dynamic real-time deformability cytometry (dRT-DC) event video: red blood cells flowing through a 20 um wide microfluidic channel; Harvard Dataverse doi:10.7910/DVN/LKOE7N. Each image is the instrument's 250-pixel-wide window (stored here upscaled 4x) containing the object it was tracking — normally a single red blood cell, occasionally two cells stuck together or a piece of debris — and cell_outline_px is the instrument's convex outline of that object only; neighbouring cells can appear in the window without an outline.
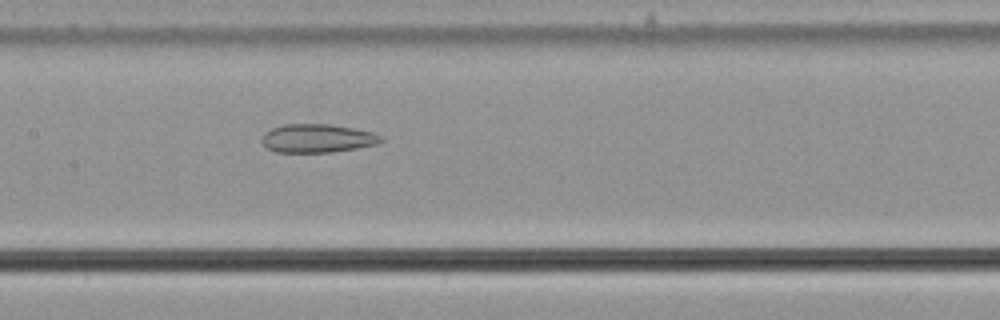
{"species": "common noctule bat (a hibernating species)", "species_latin": "Nyctalus noctula", "temperature_condition": "cold", "stored_images_in_passage": 49, "camera_frame_rate_fps": 3000, "um_per_image_px": 0.085, "animal": {"sex": "male", "body_mass_g": 21.5, "forearm_length_mm": 52.0}, "frame": {"image": 1, "passage_image": 21, "time_ms": 6.667, "image_size_px": [1000, 320], "cell_outline_px": [[384, 140], [380, 144], [332, 152], [276, 152], [268, 148], [260, 140], [264, 132], [272, 128], [284, 124], [328, 124], [352, 128], [372, 132], [380, 136]], "centroid_in_image_um": [26.97, 11.76], "position_along_channel_um": 180.4, "area_um2": 19.77}}
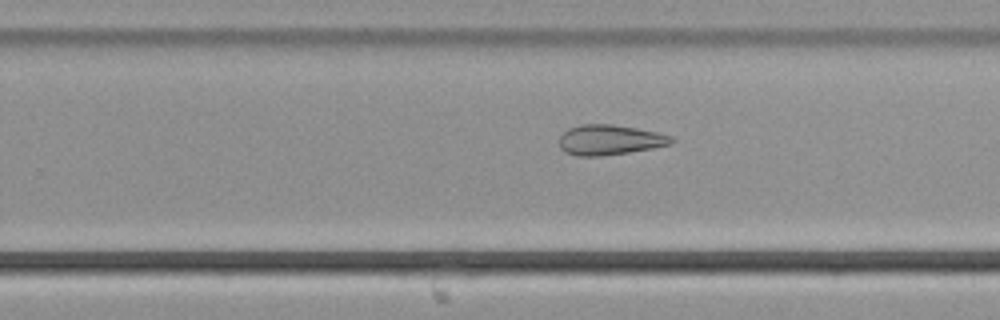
{"frame": {"image": 2, "passage_image": 29, "time_ms": 9.333, "image_size_px": [1000, 320], "cell_outline_px": [[676, 140], [672, 144], [652, 148], [628, 152], [600, 156], [576, 156], [564, 152], [560, 148], [560, 136], [568, 128], [580, 124], [612, 124], [636, 128], [656, 132], [672, 136]], "centroid_in_image_um": [51.82, 11.89], "position_along_channel_um": 278.0, "area_um2": 19.77}}
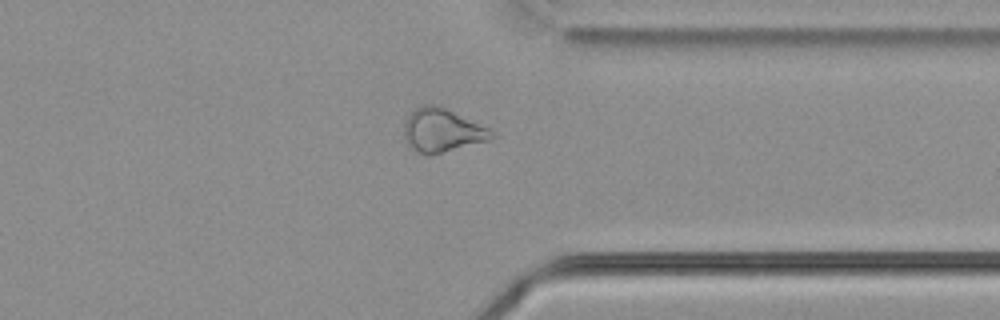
{"frame": {"image": 3, "passage_image": 37, "time_ms": 12.0, "image_size_px": [1000, 320], "cell_outline_px": [[496, 136], [492, 140], [440, 152], [420, 152], [404, 136], [404, 120], [420, 104], [440, 104], [496, 132]], "centroid_in_image_um": [37.65, 11.0], "position_along_channel_um": 373.7, "area_um2": 21.73}, "authors_computed_cell_mechanics": {"area_um2": 23.8714, "velocity_mm_per_s": 3.677, "shape_relaxation_time_tau1_ms": null, "shape_relaxation_time_tau2_ms": 7.2738, "deformation_change_tau1": null, "deformation_change_tau2": 0.1775}}